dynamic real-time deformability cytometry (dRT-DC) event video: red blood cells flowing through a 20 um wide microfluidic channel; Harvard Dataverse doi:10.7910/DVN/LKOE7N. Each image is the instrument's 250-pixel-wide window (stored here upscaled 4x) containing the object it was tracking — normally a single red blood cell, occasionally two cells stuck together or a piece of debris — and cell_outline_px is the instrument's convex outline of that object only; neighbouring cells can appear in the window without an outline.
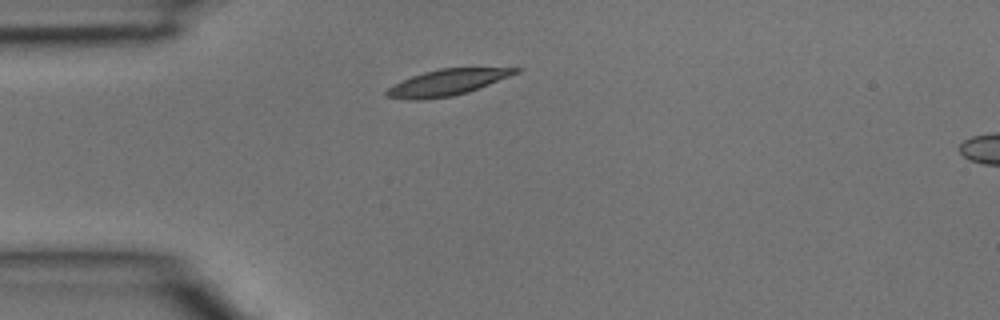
{"species": "common noctule bat (a hibernating species)", "species_latin": "Nyctalus noctula", "temperature_condition": "room temperature", "stored_images_in_passage": 2, "segment_of_instrument_passage": [1, 2], "camera_frame_rate_fps": 3000, "um_per_image_px": 0.085, "animal": {"sex": "male", "body_mass_g": 15.6}, "frame": {"image": 1, "passage_image": 1, "time_ms": 0.0, "image_size_px": [1000, 320], "cell_outline_px": [[524, 68], [520, 72], [468, 92], [452, 96], [420, 100], [412, 100], [384, 96], [384, 92], [388, 88], [412, 76], [424, 72], [440, 68]], "centroid_in_image_um": [38.01, 7.01], "position_along_channel_um": 47.0, "area_um2": 19.36}}